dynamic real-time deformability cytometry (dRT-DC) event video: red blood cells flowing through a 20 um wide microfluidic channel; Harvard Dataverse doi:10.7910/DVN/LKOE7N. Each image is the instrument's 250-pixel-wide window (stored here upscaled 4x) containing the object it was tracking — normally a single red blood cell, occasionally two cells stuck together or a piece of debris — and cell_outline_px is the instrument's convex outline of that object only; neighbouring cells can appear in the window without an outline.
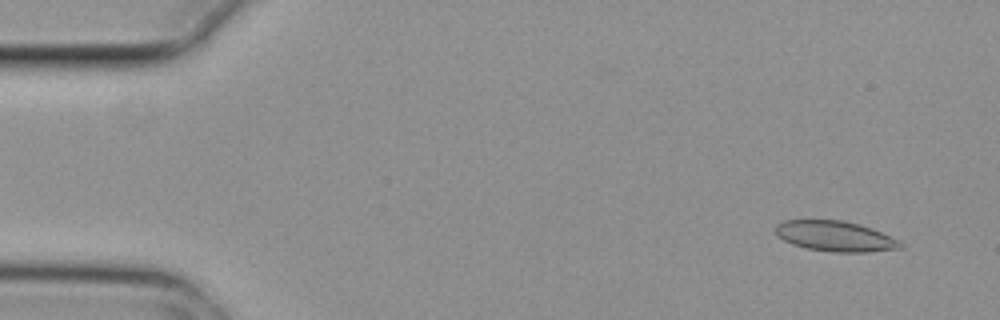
{"species": "common noctule bat (a hibernating species)", "species_latin": "Nyctalus noctula", "temperature_condition": "cold", "stored_images_in_passage": 5, "segment_of_instrument_passage": [1, 2], "camera_frame_rate_fps": 3000, "um_per_image_px": 0.085, "animal": {"sex": "female", "body_mass_g": 29.2, "forearm_length_mm": 56.3}, "frame": {"image": 1, "passage_image": 1, "time_ms": 0.0, "image_size_px": [1000, 320], "cell_outline_px": [[904, 248], [868, 252], [832, 252], [804, 248], [792, 244], [776, 236], [776, 224], [784, 220], [844, 220], [860, 224], [872, 228], [900, 240], [904, 244]], "centroid_in_image_um": [71.02, 20.08], "position_along_channel_um": 14.0, "area_um2": 22.43}}